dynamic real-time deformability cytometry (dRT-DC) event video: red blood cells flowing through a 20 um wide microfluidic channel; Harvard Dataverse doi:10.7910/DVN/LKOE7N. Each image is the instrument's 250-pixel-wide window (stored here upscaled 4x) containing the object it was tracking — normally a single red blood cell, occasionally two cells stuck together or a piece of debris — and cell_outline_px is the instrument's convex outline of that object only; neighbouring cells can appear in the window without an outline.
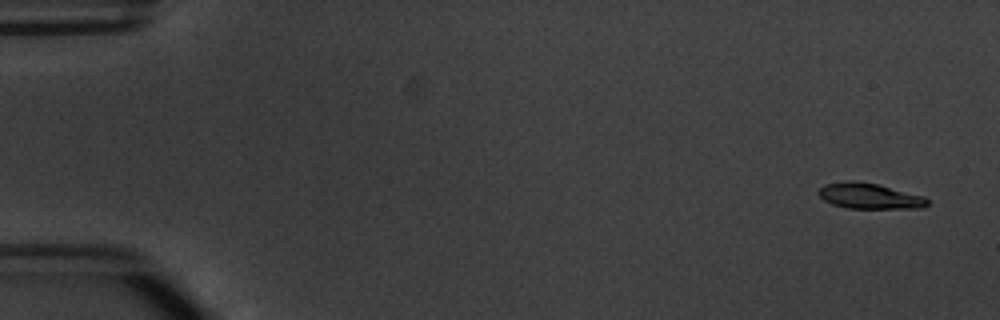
{"species": "common noctule bat (a hibernating species)", "species_latin": "Nyctalus noctula", "temperature_condition": "warm", "stored_images_in_passage": 5, "camera_frame_rate_fps": 3000, "um_per_image_px": 0.085, "animal": {"sex": "male", "body_mass_g": 20.1, "forearm_length_mm": 53.5}, "frame": {"image": 1, "passage_image": 1, "time_ms": 0.0, "image_size_px": [1000, 320], "cell_outline_px": [[928, 204], [924, 208], [848, 208], [832, 204], [824, 200], [816, 192], [820, 188], [828, 184], [876, 184], [924, 196], [928, 200]], "centroid_in_image_um": [73.98, 16.72], "position_along_channel_um": 11.0, "area_um2": 15.32}}
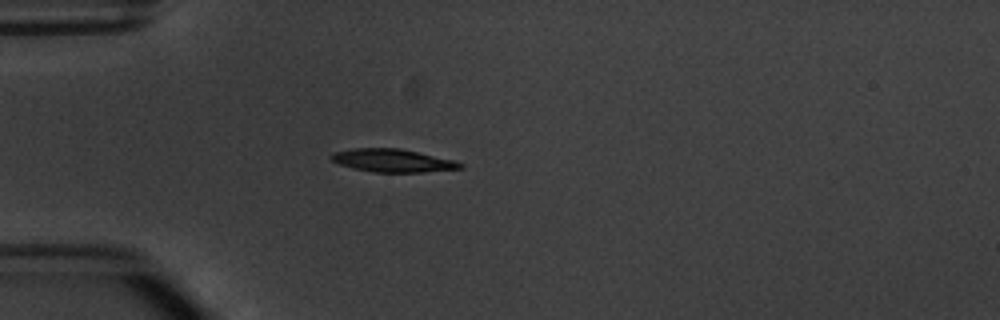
{"frame": {"image": 2, "passage_image": 4, "time_ms": 4.333, "image_size_px": [1000, 320], "cell_outline_px": [[464, 168], [424, 172], [376, 172], [352, 168], [340, 164], [332, 160], [328, 156], [332, 152], [356, 148], [400, 148], [456, 160], [464, 164]], "centroid_in_image_um": [33.4, 13.64], "position_along_channel_um": 51.6, "area_um2": 17.4}}